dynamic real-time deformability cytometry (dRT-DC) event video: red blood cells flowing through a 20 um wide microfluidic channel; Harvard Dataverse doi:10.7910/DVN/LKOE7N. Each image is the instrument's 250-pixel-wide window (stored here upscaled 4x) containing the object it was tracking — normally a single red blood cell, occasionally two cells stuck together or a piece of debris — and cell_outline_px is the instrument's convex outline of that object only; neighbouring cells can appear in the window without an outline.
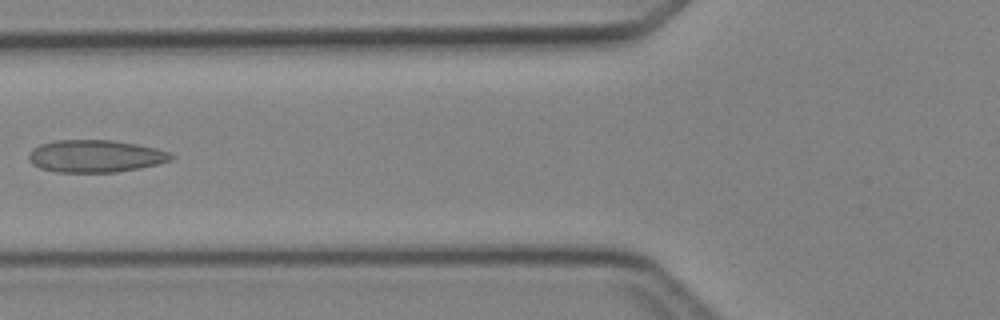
{"species": "Egyptian fruit bat (a non-hibernating species)", "species_latin": "Rousettus aegyptiacus", "temperature_condition": "cold", "stored_images_in_passage": 5, "camera_frame_rate_fps": 3000, "um_per_image_px": 0.085, "animal": {"sex": "female"}, "frame": {"image": 1, "passage_image": 5, "time_ms": 5.667, "image_size_px": [1000, 320], "cell_outline_px": [[176, 156], [172, 160], [140, 168], [116, 172], [56, 172], [40, 168], [32, 164], [28, 160], [28, 152], [32, 148], [40, 144], [52, 140], [112, 140], [136, 144], [156, 148], [172, 152]], "centroid_in_image_um": [8.1, 13.26], "position_along_channel_um": 117.7, "area_um2": 27.17}}